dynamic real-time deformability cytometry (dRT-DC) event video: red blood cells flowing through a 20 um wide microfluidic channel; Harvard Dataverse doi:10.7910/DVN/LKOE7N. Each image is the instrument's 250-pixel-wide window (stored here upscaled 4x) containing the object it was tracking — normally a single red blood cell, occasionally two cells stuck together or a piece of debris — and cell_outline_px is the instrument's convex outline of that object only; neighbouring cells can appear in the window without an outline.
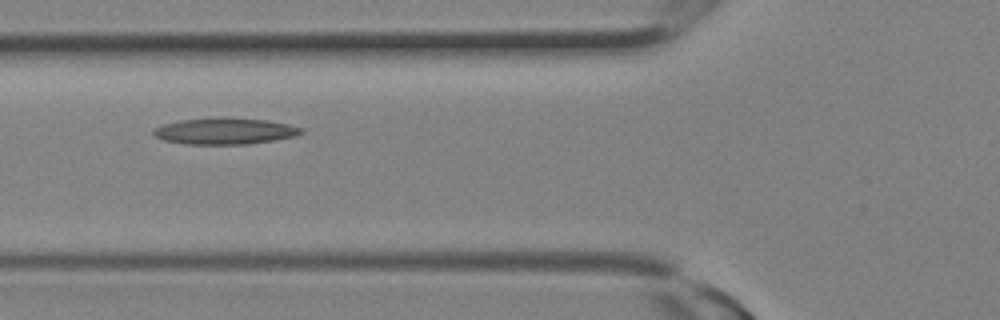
{"species": "Egyptian fruit bat (a non-hibernating species)", "species_latin": "Rousettus aegyptiacus", "temperature_condition": "room temperature", "stored_images_in_passage": 13, "camera_frame_rate_fps": 3000, "um_per_image_px": 0.085, "animal": {"sex": "female"}, "frame": {"image": 1, "passage_image": 8, "time_ms": 2.333, "image_size_px": [1000, 320], "cell_outline_px": [[304, 132], [296, 136], [276, 140], [248, 144], [184, 144], [164, 140], [156, 136], [152, 132], [152, 128], [164, 124], [180, 120], [216, 116], [228, 116], [268, 120], [288, 124], [304, 128]], "centroid_in_image_um": [19.14, 11.12], "position_along_channel_um": 106.7, "area_um2": 23.29}}
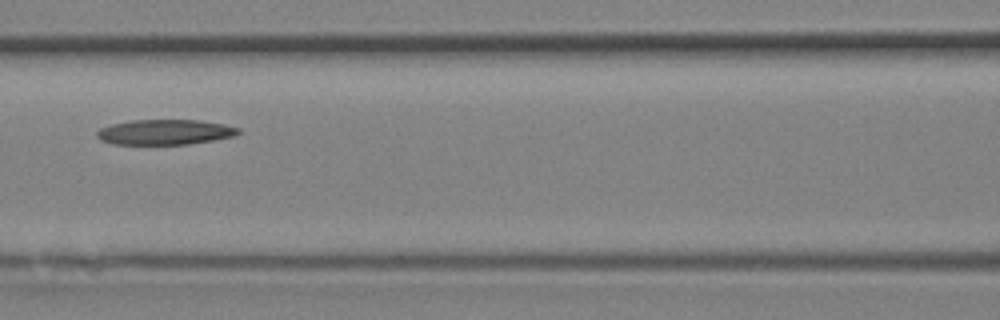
{"frame": {"image": 2, "passage_image": 10, "time_ms": 3.0, "image_size_px": [1000, 320], "cell_outline_px": [[240, 132], [236, 136], [216, 140], [188, 144], [112, 144], [100, 140], [96, 136], [96, 132], [100, 128], [112, 124], [132, 120], [200, 120], [224, 124], [240, 128]], "centroid_in_image_um": [14.04, 11.23], "position_along_channel_um": 152.6, "area_um2": 20.92}}
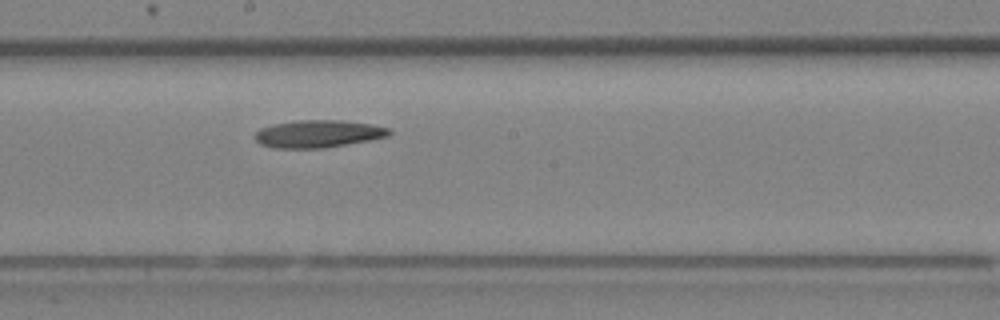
{"frame": {"image": 3, "passage_image": 13, "time_ms": 4.0, "image_size_px": [1000, 320], "cell_outline_px": [[392, 132], [388, 136], [368, 140], [324, 148], [272, 148], [260, 144], [252, 136], [260, 128], [272, 124], [296, 120], [344, 120], [368, 124], [388, 128]], "centroid_in_image_um": [26.97, 11.37], "position_along_channel_um": 221.2, "area_um2": 21.5}}